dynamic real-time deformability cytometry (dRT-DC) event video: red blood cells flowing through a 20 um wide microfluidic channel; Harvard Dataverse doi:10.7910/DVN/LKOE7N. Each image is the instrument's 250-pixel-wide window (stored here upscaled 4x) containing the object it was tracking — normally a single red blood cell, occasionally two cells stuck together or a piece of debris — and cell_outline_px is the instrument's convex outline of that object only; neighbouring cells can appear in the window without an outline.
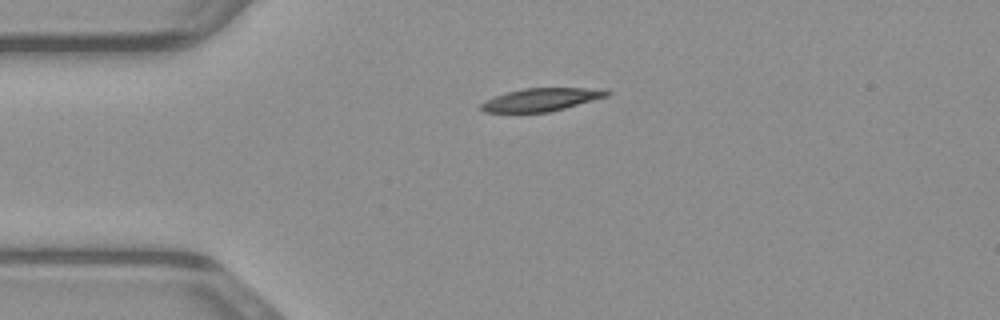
{"species": "common noctule bat (a hibernating species)", "species_latin": "Nyctalus noctula", "temperature_condition": "warm", "stored_images_in_passage": 31, "camera_frame_rate_fps": 3000, "um_per_image_px": 0.085, "animal": {"sex": "male", "body_mass_g": 23.1, "forearm_length_mm": 52.7}, "frame": {"image": 1, "passage_image": 1, "time_ms": 0.0, "image_size_px": [1000, 320], "cell_outline_px": [[612, 92], [608, 96], [564, 108], [548, 112], [484, 112], [480, 108], [480, 104], [496, 96], [508, 92], [524, 88], [608, 88]], "centroid_in_image_um": [46.08, 8.45], "position_along_channel_um": 38.9, "area_um2": 16.7}}
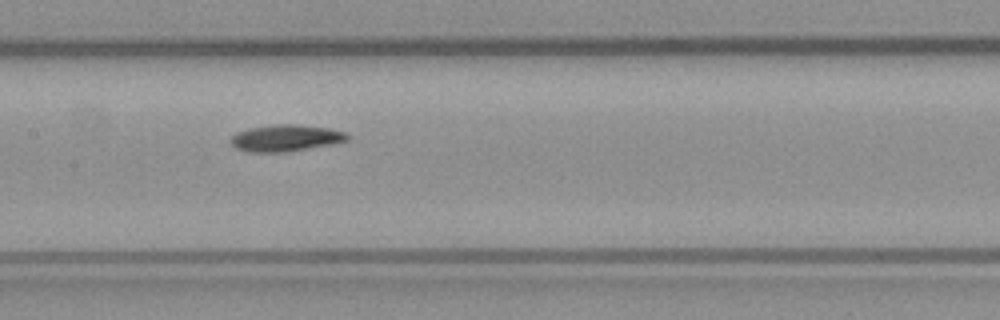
{"frame": {"image": 2, "passage_image": 13, "time_ms": 4.0, "image_size_px": [1000, 320], "cell_outline_px": [[352, 136], [348, 140], [332, 144], [284, 152], [248, 152], [236, 148], [228, 140], [236, 132], [248, 128], [276, 124], [296, 124], [328, 128], [348, 132]], "centroid_in_image_um": [24.29, 11.72], "position_along_channel_um": 183.1, "area_um2": 18.26}}
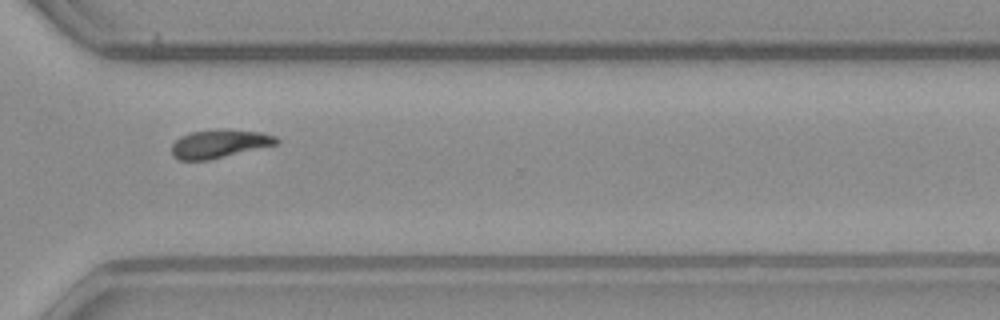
{"frame": {"image": 3, "passage_image": 25, "time_ms": 8.0, "image_size_px": [1000, 320], "cell_outline_px": [[280, 140], [276, 144], [208, 160], [180, 160], [172, 156], [172, 144], [180, 136], [192, 132], [260, 132], [276, 136]], "centroid_in_image_um": [18.6, 12.27], "position_along_channel_um": 352.0, "area_um2": 16.24}}